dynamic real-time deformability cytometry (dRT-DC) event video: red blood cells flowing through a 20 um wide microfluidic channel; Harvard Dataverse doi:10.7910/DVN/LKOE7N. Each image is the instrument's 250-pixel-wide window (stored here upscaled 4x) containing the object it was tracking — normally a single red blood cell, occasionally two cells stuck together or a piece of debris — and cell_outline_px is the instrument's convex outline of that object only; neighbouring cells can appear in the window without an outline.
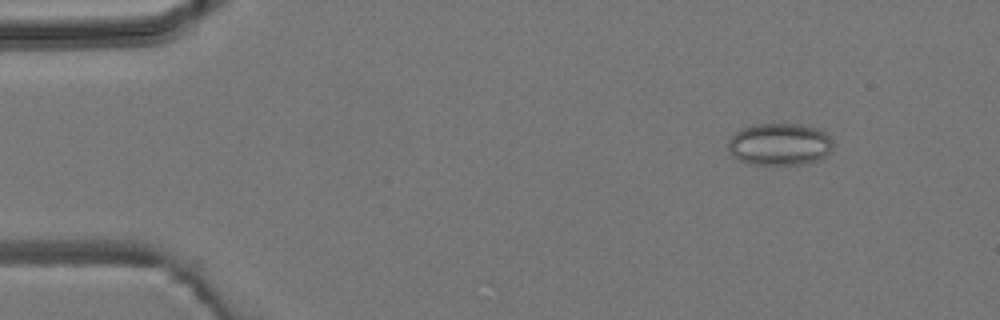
{"species": "common noctule bat (a hibernating species)", "species_latin": "Nyctalus noctula", "temperature_condition": "room temperature", "stored_images_in_passage": 5, "camera_frame_rate_fps": 3000, "um_per_image_px": 0.085, "animal": {"sex": "male", "body_mass_g": 19.2, "forearm_length_mm": 51.8}, "frame": {"image": 1, "passage_image": 1, "time_ms": 0.0, "image_size_px": [1000, 320], "cell_outline_px": [[832, 148], [824, 156], [808, 164], [752, 164], [740, 160], [732, 156], [728, 148], [728, 140], [740, 128], [752, 124], [800, 124], [816, 128], [824, 132], [832, 140]], "centroid_in_image_um": [66.23, 12.25], "position_along_channel_um": 18.8, "area_um2": 25.72}}